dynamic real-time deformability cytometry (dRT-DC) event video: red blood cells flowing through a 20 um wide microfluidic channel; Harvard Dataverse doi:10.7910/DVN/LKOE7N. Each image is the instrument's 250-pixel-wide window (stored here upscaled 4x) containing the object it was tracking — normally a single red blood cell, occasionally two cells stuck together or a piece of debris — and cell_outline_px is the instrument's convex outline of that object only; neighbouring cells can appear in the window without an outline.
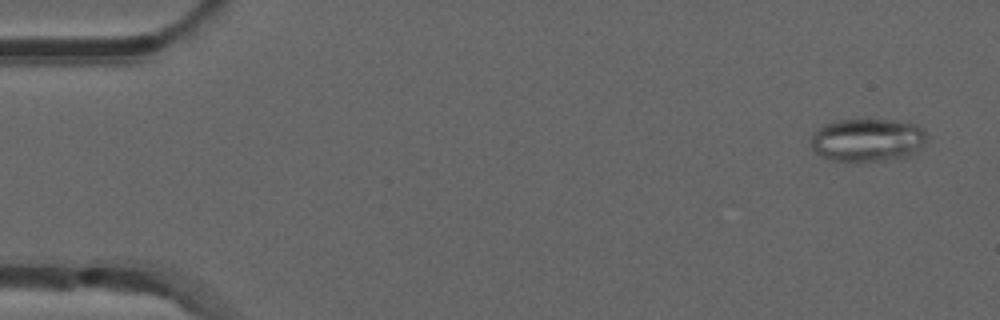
{"species": "common noctule bat (a hibernating species)", "species_latin": "Nyctalus noctula", "temperature_condition": "room temperature", "stored_images_in_passage": 53, "camera_frame_rate_fps": 3000, "um_per_image_px": 0.085, "animal": {"sex": "male", "forearm_length_mm": 52.5}, "frame": {"image": 1, "passage_image": 3, "time_ms": 0.667, "image_size_px": [1000, 320], "cell_outline_px": [[928, 140], [920, 148], [908, 156], [860, 164], [856, 164], [832, 160], [820, 156], [812, 148], [812, 132], [824, 124], [836, 120], [864, 116], [892, 120], [916, 124], [924, 132]], "centroid_in_image_um": [73.69, 11.88], "position_along_channel_um": 11.3, "area_um2": 30.4}}
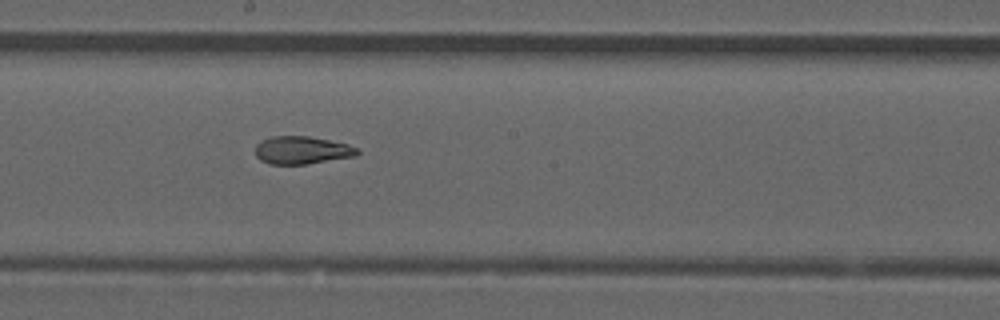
{"frame": {"image": 2, "passage_image": 29, "time_ms": 9.333, "image_size_px": [1000, 320], "cell_outline_px": [[360, 152], [356, 156], [304, 164], [268, 164], [260, 160], [256, 156], [256, 144], [260, 140], [272, 136], [308, 136], [348, 144], [360, 148]], "centroid_in_image_um": [25.66, 12.76], "position_along_channel_um": 222.5, "area_um2": 16.59}}
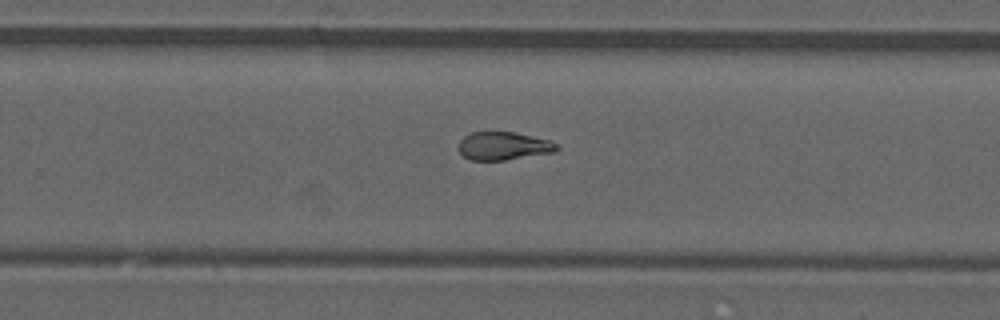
{"frame": {"image": 3, "passage_image": 34, "time_ms": 11.0, "image_size_px": [1000, 320], "cell_outline_px": [[560, 148], [552, 152], [504, 160], [472, 160], [464, 156], [456, 148], [456, 144], [468, 132], [512, 132], [552, 140]], "centroid_in_image_um": [42.74, 12.39], "position_along_channel_um": 287.1, "area_um2": 16.13}, "authors_computed_cell_mechanics": {"area_um2": 17.8602, "velocity_mm_per_s": 3.8919, "shape_relaxation_time_tau1_ms": null, "shape_relaxation_time_tau2_ms": 1.8679, "deformation_change_tau1": null, "deformation_change_tau2": 0.0827}}